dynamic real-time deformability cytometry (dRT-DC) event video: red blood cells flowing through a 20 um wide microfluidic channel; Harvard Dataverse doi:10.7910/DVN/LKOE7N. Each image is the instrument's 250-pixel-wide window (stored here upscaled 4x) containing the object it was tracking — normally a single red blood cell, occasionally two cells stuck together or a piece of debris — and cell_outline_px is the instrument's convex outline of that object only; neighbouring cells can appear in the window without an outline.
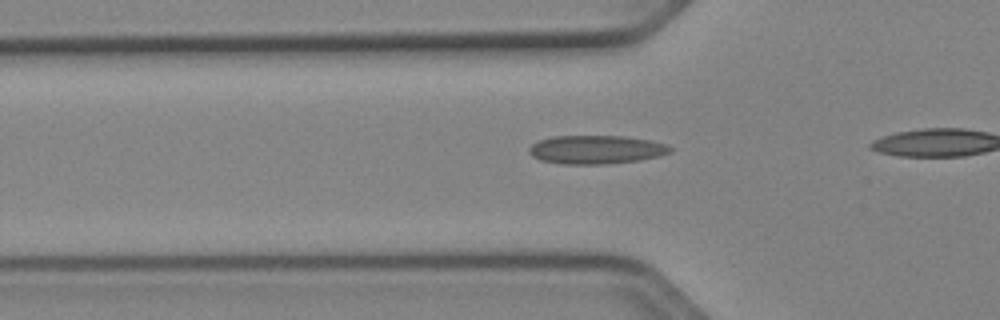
{"species": "Egyptian fruit bat (a non-hibernating species)", "species_latin": "Rousettus aegyptiacus", "temperature_condition": "cold", "stored_images_in_passage": 26, "camera_frame_rate_fps": 3000, "um_per_image_px": 0.085, "animal": {"sex": "female"}, "frame": {"image": 1, "passage_image": 2, "time_ms": 0.333, "image_size_px": [1000, 320], "cell_outline_px": [[672, 152], [656, 156], [636, 160], [600, 164], [564, 164], [540, 160], [532, 156], [528, 152], [528, 148], [532, 144], [540, 140], [552, 136], [624, 136], [648, 140], [668, 144], [672, 148]], "centroid_in_image_um": [50.63, 12.71], "position_along_channel_um": 75.2, "area_um2": 23.29}}
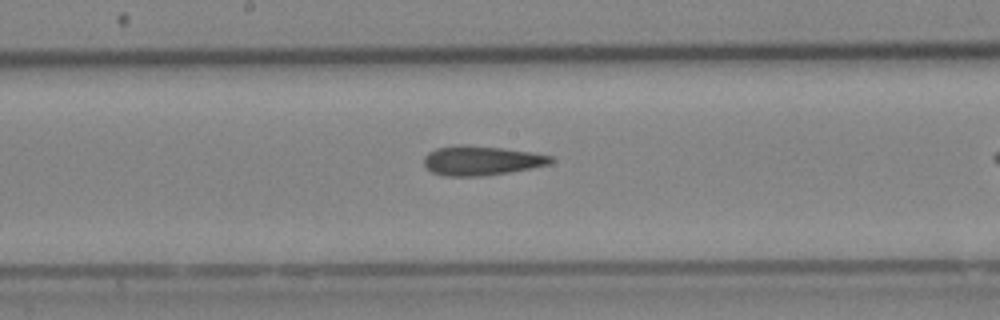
{"frame": {"image": 2, "passage_image": 12, "time_ms": 3.667, "image_size_px": [1000, 320], "cell_outline_px": [[556, 160], [548, 164], [532, 168], [508, 172], [480, 176], [444, 176], [432, 172], [424, 164], [424, 156], [428, 152], [436, 148], [460, 144], [464, 144], [500, 148], [532, 152], [552, 156]], "centroid_in_image_um": [40.9, 13.64], "position_along_channel_um": 207.3, "area_um2": 21.73}}
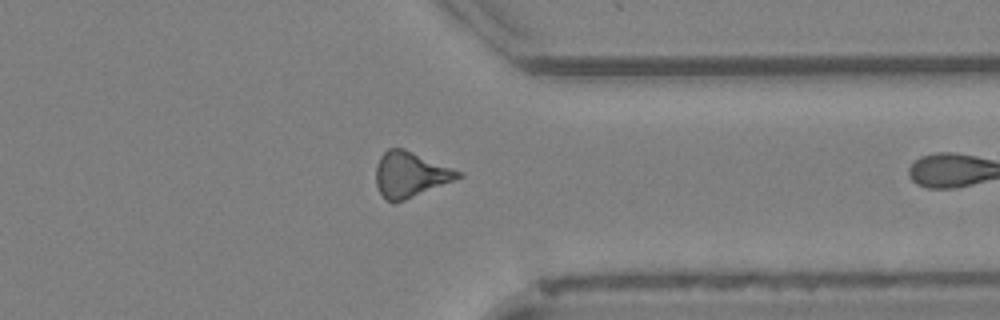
{"frame": {"image": 3, "passage_image": 25, "time_ms": 8.0, "image_size_px": [1000, 320], "cell_outline_px": [[464, 176], [404, 200], [392, 204], [380, 192], [376, 184], [376, 164], [380, 156], [388, 148], [404, 148], [464, 172]], "centroid_in_image_um": [34.88, 14.81], "position_along_channel_um": 376.5, "area_um2": 21.73}}